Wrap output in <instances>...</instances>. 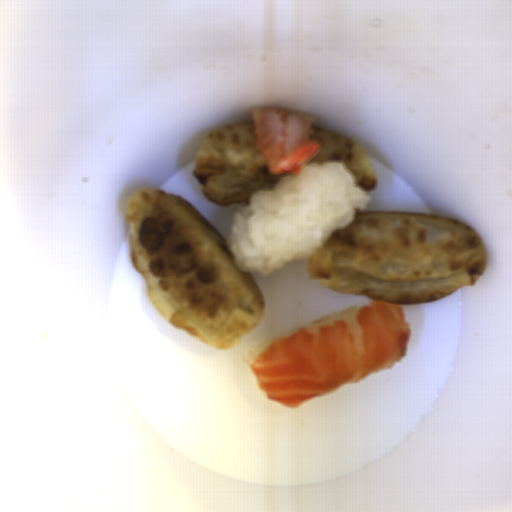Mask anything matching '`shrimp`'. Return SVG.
Returning a JSON list of instances; mask_svg holds the SVG:
<instances>
[{
	"label": "shrimp",
	"instance_id": "obj_1",
	"mask_svg": "<svg viewBox=\"0 0 512 512\" xmlns=\"http://www.w3.org/2000/svg\"><path fill=\"white\" fill-rule=\"evenodd\" d=\"M256 150L271 175H298L321 148L314 134L315 118L284 107H254Z\"/></svg>",
	"mask_w": 512,
	"mask_h": 512
}]
</instances>
